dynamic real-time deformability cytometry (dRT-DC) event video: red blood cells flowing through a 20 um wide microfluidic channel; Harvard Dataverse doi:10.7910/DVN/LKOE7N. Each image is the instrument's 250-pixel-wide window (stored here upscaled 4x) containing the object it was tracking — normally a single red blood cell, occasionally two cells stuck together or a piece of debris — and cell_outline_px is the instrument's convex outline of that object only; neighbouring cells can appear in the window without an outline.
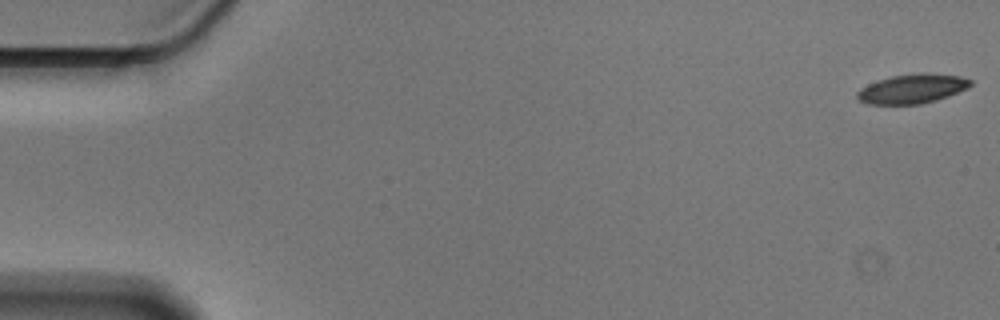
{"species": "Egyptian fruit bat (a non-hibernating species)", "species_latin": "Rousettus aegyptiacus", "temperature_condition": "cold", "stored_images_in_passage": 18, "camera_frame_rate_fps": 3000, "um_per_image_px": 0.085, "animal": {"sex": "male"}, "frame": {"image": 1, "passage_image": 1, "time_ms": 0.0, "image_size_px": [1000, 320], "cell_outline_px": [[972, 84], [968, 88], [948, 96], [936, 100], [920, 104], [868, 104], [860, 100], [856, 96], [856, 92], [860, 88], [868, 84], [892, 76], [920, 72], [924, 72], [960, 76], [972, 80]], "centroid_in_image_um": [77.56, 7.54], "position_along_channel_um": 7.4, "area_um2": 19.36}}
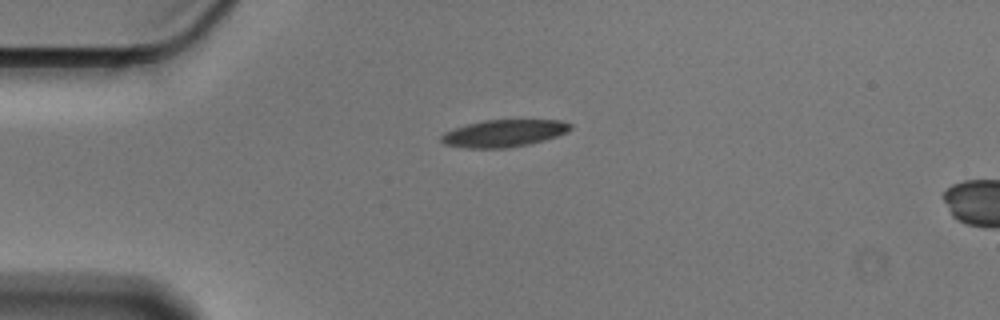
{"frame": {"image": 2, "passage_image": 14, "time_ms": 4.333, "image_size_px": [1000, 320], "cell_outline_px": [[572, 128], [568, 132], [544, 140], [528, 144], [508, 148], [464, 148], [444, 144], [440, 140], [440, 136], [444, 132], [468, 124], [484, 120], [560, 120], [572, 124]], "centroid_in_image_um": [42.83, 11.33], "position_along_channel_um": 42.2, "area_um2": 20.46}}